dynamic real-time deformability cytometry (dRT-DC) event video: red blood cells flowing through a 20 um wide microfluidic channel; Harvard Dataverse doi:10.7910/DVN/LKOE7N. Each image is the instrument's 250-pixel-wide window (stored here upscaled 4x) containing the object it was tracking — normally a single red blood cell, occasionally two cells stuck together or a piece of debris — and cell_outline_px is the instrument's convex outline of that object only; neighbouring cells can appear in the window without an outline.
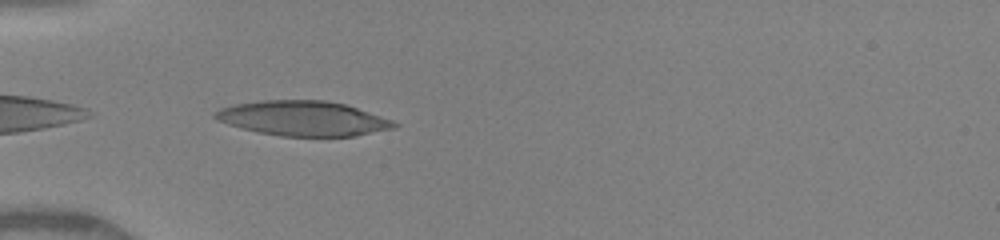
{"species": "human", "species_latin": "Homo sapiens", "temperature_condition": "warm", "stored_images_in_passage": 15, "camera_frame_rate_fps": 3000, "um_per_image_px": 0.085, "donor": {"sex": "female"}, "frame": {"image": 1, "passage_image": 1, "time_ms": 0.0, "image_size_px": [1000, 240], "cell_outline_px": [[400, 124], [396, 128], [352, 136], [280, 136], [260, 132], [228, 124], [216, 120], [212, 116], [220, 108], [232, 104], [260, 100], [324, 100], [344, 104], [392, 120]], "centroid_in_image_um": [25.74, 10.06], "position_along_channel_um": 59.3, "area_um2": 36.13}}
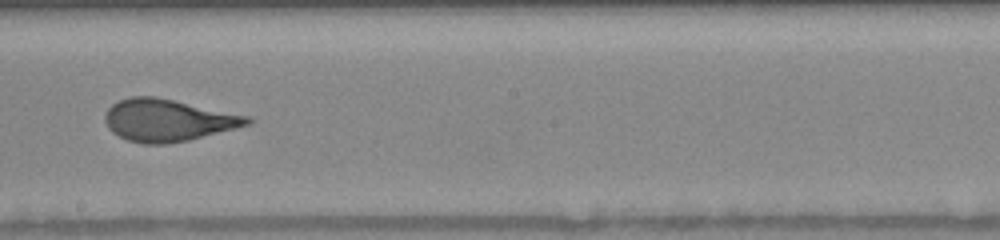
{"frame": {"image": 2, "passage_image": 11, "time_ms": 4.333, "image_size_px": [1000, 240], "cell_outline_px": [[252, 120], [248, 124], [188, 140], [164, 144], [144, 144], [128, 140], [112, 132], [108, 128], [104, 120], [104, 116], [108, 108], [112, 104], [120, 100], [132, 96], [156, 96], [252, 116]], "centroid_in_image_um": [14.25, 10.2], "position_along_channel_um": 234.0, "area_um2": 34.8}}
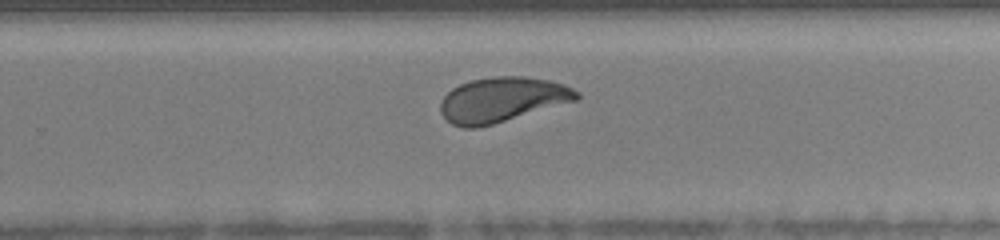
{"frame": {"image": 3, "passage_image": 15, "time_ms": 6.0, "image_size_px": [1000, 240], "cell_outline_px": [[580, 96], [576, 100], [492, 124], [476, 128], [464, 128], [452, 124], [440, 112], [440, 104], [444, 96], [452, 88], [460, 84], [472, 80], [496, 76], [524, 76], [548, 80], [564, 84], [580, 92]], "centroid_in_image_um": [42.67, 8.46], "position_along_channel_um": 287.1, "area_um2": 35.26}}